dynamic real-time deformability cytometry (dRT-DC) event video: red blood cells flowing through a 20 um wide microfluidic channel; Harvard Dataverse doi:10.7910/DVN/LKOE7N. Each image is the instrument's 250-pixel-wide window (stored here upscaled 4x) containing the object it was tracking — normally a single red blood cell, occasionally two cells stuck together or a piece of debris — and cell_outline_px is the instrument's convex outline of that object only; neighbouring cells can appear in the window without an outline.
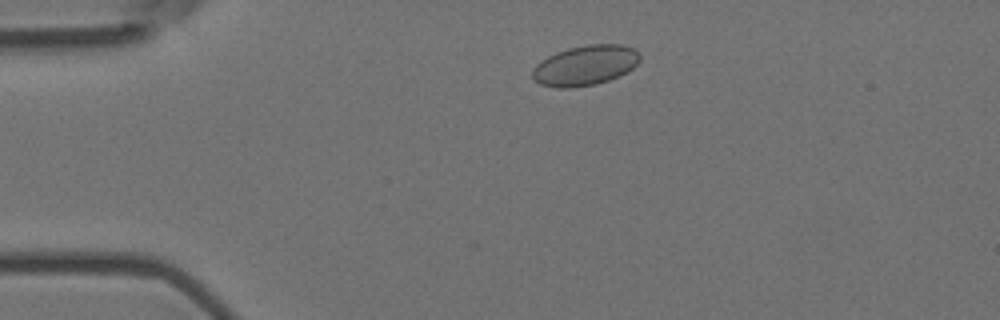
{"species": "Egyptian fruit bat (a non-hibernating species)", "species_latin": "Rousettus aegyptiacus", "temperature_condition": "room temperature", "stored_images_in_passage": 46, "camera_frame_rate_fps": 3000, "um_per_image_px": 0.085, "animal": {"sex": "female"}, "frame": {"image": 1, "passage_image": 6, "time_ms": 1.667, "image_size_px": [1000, 320], "cell_outline_px": [[640, 60], [632, 68], [608, 80], [592, 84], [572, 88], [556, 88], [540, 84], [532, 76], [532, 68], [536, 64], [548, 56], [556, 52], [568, 48], [588, 44], [624, 44], [640, 52]], "centroid_in_image_um": [49.72, 5.54], "position_along_channel_um": 35.3, "area_um2": 24.97}}
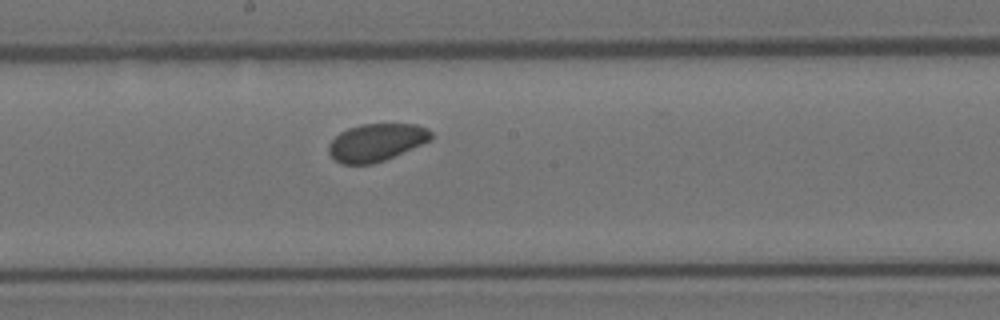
{"frame": {"image": 2, "passage_image": 24, "time_ms": 7.667, "image_size_px": [1000, 320], "cell_outline_px": [[432, 140], [384, 160], [372, 164], [340, 164], [328, 152], [328, 144], [340, 132], [348, 128], [360, 124], [416, 124], [428, 128], [432, 132]], "centroid_in_image_um": [31.99, 12.09], "position_along_channel_um": 216.2, "area_um2": 22.43}}
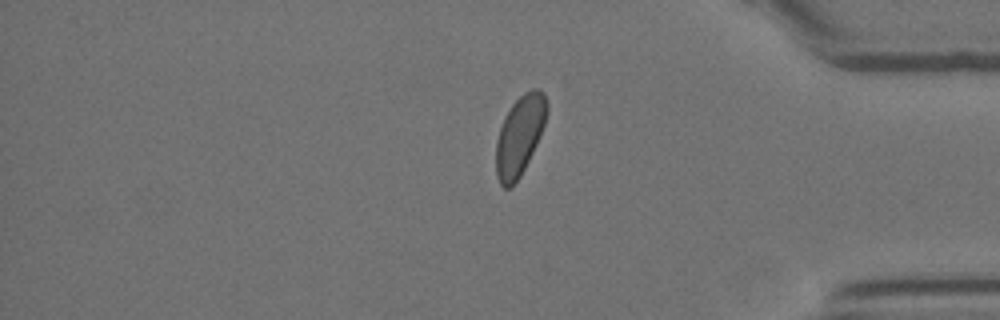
{"frame": {"image": 3, "passage_image": 40, "time_ms": 13.0, "image_size_px": [1000, 320], "cell_outline_px": [[548, 112], [540, 136], [520, 176], [512, 188], [504, 188], [500, 184], [496, 176], [496, 140], [504, 116], [512, 104], [524, 92], [532, 88], [536, 88], [544, 92], [548, 104]], "centroid_in_image_um": [44.17, 11.51], "position_along_channel_um": 391.0, "area_um2": 23.64}}